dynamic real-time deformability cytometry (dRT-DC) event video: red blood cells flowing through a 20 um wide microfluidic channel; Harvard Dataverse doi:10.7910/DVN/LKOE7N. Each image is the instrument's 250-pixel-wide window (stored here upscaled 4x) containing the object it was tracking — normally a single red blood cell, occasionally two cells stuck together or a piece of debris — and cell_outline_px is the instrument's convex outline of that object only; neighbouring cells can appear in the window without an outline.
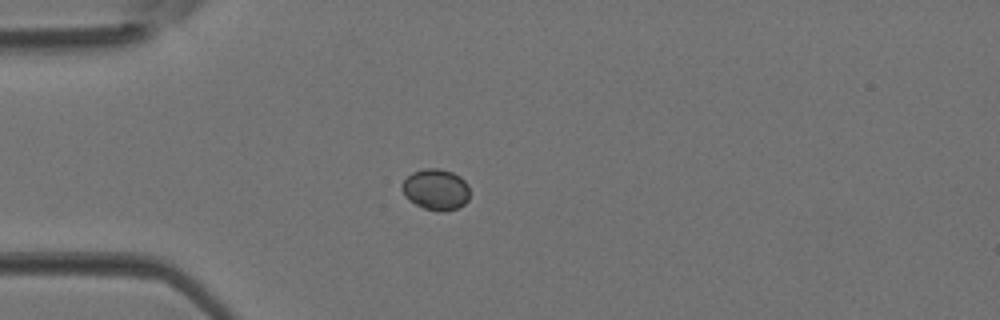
{"species": "Egyptian fruit bat (a non-hibernating species)", "species_latin": "Rousettus aegyptiacus", "temperature_condition": "room temperature", "stored_images_in_passage": 3, "camera_frame_rate_fps": 3000, "um_per_image_px": 0.085, "animal": {"sex": "female"}, "frame": {"image": 1, "passage_image": 3, "time_ms": 0.667, "image_size_px": [1000, 320], "cell_outline_px": [[468, 200], [464, 204], [456, 208], [444, 212], [436, 212], [424, 208], [408, 200], [404, 196], [400, 188], [400, 184], [412, 172], [424, 168], [440, 168], [452, 172], [460, 176], [468, 184]], "centroid_in_image_um": [37.02, 16.1], "position_along_channel_um": 48.0, "area_um2": 16.47}}